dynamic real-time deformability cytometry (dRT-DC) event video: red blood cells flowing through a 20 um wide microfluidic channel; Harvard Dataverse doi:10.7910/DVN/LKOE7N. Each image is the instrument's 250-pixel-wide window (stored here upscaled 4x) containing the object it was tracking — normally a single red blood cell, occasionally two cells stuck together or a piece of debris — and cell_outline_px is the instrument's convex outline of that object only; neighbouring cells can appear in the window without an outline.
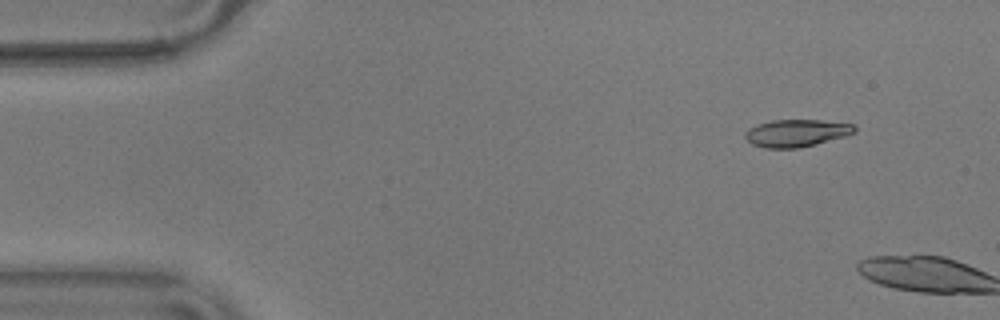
{"species": "common noctule bat (a hibernating species)", "species_latin": "Nyctalus noctula", "temperature_condition": "warm", "stored_images_in_passage": 2, "camera_frame_rate_fps": 3000, "um_per_image_px": 0.085, "animal": {"sex": "male", "body_mass_g": 17.9}, "frame": {"image": 1, "passage_image": 1, "time_ms": 0.0, "image_size_px": [1000, 320], "cell_outline_px": [[856, 132], [844, 136], [816, 144], [800, 148], [764, 148], [752, 144], [744, 136], [744, 132], [760, 124], [772, 120], [820, 120], [856, 124]], "centroid_in_image_um": [67.73, 11.31], "position_along_channel_um": 17.3, "area_um2": 17.34}}